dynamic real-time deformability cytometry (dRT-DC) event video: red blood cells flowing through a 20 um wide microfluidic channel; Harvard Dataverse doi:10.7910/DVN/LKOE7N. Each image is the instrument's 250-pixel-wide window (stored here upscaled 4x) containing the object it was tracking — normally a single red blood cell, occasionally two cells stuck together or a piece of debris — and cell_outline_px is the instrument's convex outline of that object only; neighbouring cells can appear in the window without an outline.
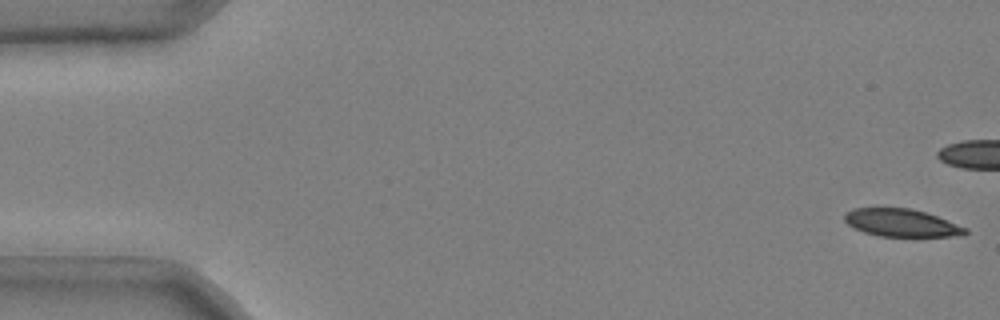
{"species": "common noctule bat (a hibernating species)", "species_latin": "Nyctalus noctula", "temperature_condition": "cold", "stored_images_in_passage": 42, "camera_frame_rate_fps": 3000, "um_per_image_px": 0.085, "animal": {"sex": "male", "body_mass_g": 20.4}, "frame": {"image": 1, "passage_image": 1, "time_ms": 0.0, "image_size_px": [1000, 320], "cell_outline_px": [[968, 232], [964, 236], [880, 236], [864, 232], [848, 224], [844, 220], [844, 212], [852, 208], [912, 208], [936, 216], [968, 228]], "centroid_in_image_um": [76.63, 18.94], "position_along_channel_um": 8.4, "area_um2": 19.42}}
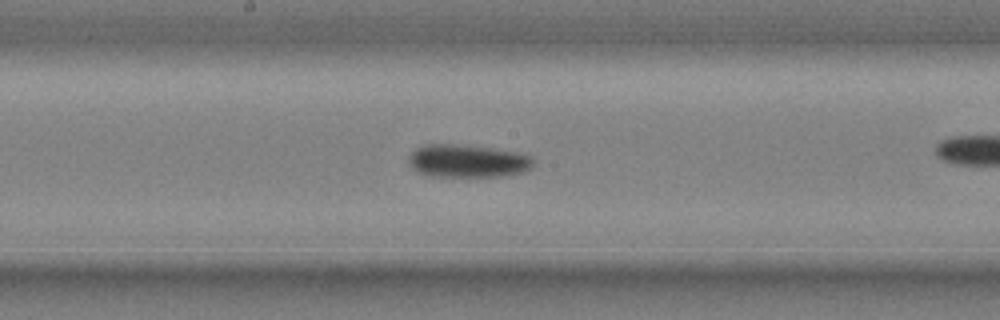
{"frame": {"image": 2, "passage_image": 28, "time_ms": 9.0, "image_size_px": [1000, 320], "cell_outline_px": [[532, 168], [524, 172], [504, 176], [432, 176], [416, 172], [408, 164], [408, 156], [416, 148], [424, 144], [456, 144], [492, 148], [520, 152], [532, 156]], "centroid_in_image_um": [39.73, 13.68], "position_along_channel_um": 208.5, "area_um2": 24.16}}
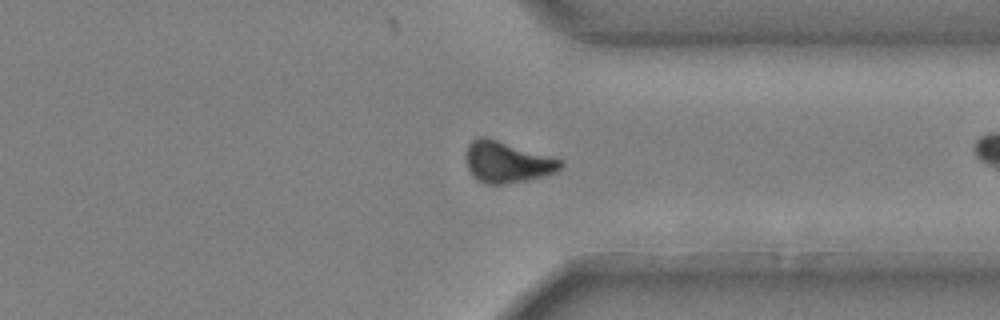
{"frame": {"image": 3, "passage_image": 41, "time_ms": 13.333, "image_size_px": [1000, 320], "cell_outline_px": [[564, 164], [560, 172], [548, 176], [504, 184], [484, 184], [472, 176], [468, 168], [464, 156], [468, 144], [476, 136], [488, 136], [552, 156], [564, 160]], "centroid_in_image_um": [43.13, 13.76], "position_along_channel_um": 368.3, "area_um2": 23.58}}